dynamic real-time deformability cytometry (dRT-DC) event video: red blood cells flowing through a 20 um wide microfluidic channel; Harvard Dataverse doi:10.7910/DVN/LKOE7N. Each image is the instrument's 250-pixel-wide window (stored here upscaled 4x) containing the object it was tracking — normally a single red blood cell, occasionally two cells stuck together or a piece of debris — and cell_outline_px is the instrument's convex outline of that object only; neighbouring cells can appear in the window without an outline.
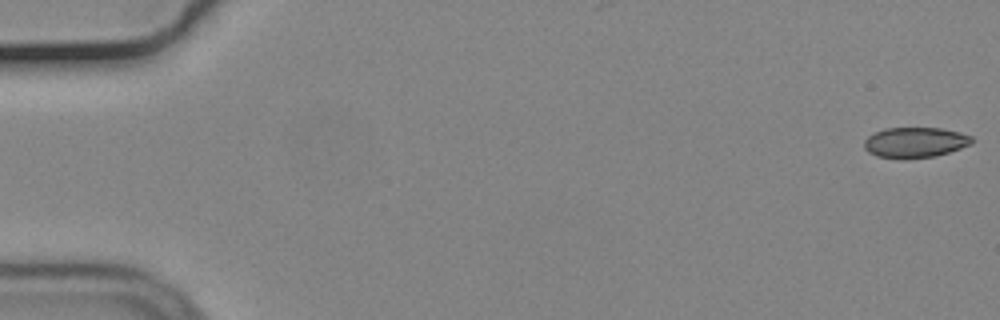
{"species": "common noctule bat (a hibernating species)", "species_latin": "Nyctalus noctula", "temperature_condition": "cold", "stored_images_in_passage": 56, "camera_frame_rate_fps": 3000, "um_per_image_px": 0.085, "animal": {"sex": "male", "body_mass_g": 19.2, "forearm_length_mm": 51.8}, "frame": {"image": 1, "passage_image": 1, "time_ms": 0.0, "image_size_px": [1000, 320], "cell_outline_px": [[972, 144], [936, 156], [904, 160], [876, 156], [868, 152], [864, 148], [864, 140], [868, 136], [884, 128], [940, 128], [960, 132], [972, 136]], "centroid_in_image_um": [77.76, 12.12], "position_along_channel_um": 7.2, "area_um2": 19.31}}
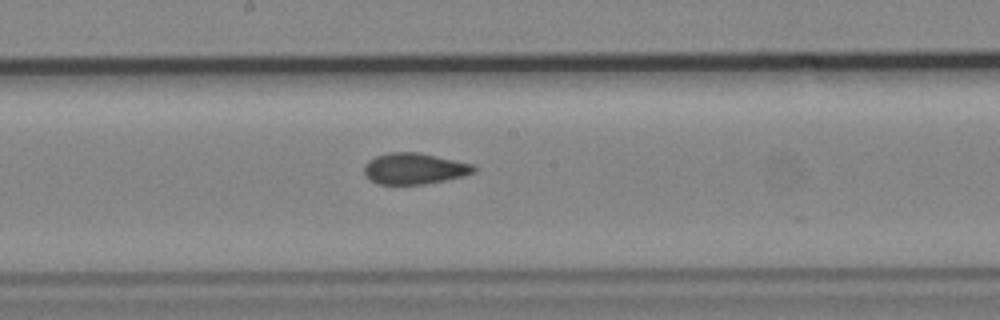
{"frame": {"image": 2, "passage_image": 30, "time_ms": 9.667, "image_size_px": [1000, 320], "cell_outline_px": [[476, 172], [464, 176], [424, 184], [376, 184], [368, 180], [364, 176], [364, 164], [368, 160], [376, 156], [388, 152], [420, 152], [472, 164], [476, 168]], "centroid_in_image_um": [35.17, 14.33], "position_along_channel_um": 213.0, "area_um2": 20.11}}
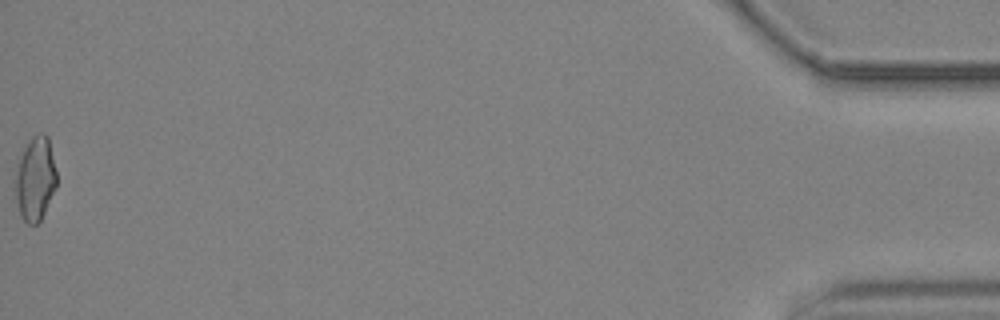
{"frame": {"image": 3, "passage_image": 56, "time_ms": 18.333, "image_size_px": [1000, 320], "cell_outline_px": [[56, 188], [40, 220], [36, 224], [28, 224], [20, 216], [16, 196], [16, 172], [24, 148], [32, 136], [40, 132], [44, 132], [48, 136], [56, 172]], "centroid_in_image_um": [3.02, 15.19], "position_along_channel_um": 432.2, "area_um2": 19.83}, "authors_computed_cell_mechanics": {"area_um2": 19.9121, "velocity_mm_per_s": 3.7093, "shape_relaxation_time_tau1_ms": null, "shape_relaxation_time_tau2_ms": 3.0434, "deformation_change_tau1": null, "deformation_change_tau2": 0.0759}}